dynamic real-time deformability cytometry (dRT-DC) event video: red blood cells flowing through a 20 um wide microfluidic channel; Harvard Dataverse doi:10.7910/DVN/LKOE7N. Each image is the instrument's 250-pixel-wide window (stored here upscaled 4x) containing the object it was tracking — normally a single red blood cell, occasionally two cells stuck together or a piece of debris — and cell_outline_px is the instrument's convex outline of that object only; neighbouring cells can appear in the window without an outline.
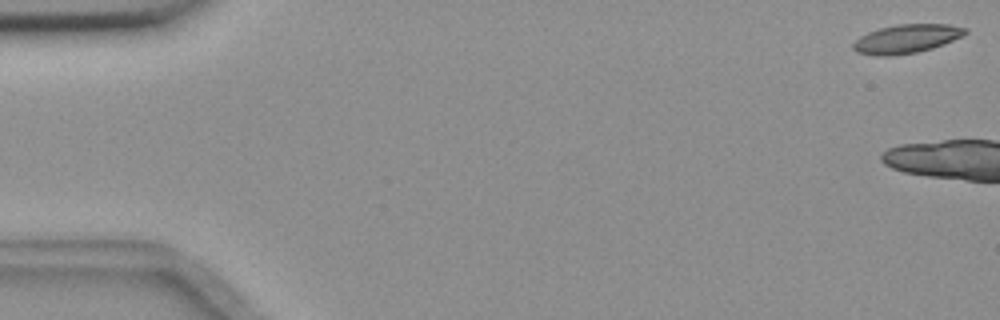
{"species": "common noctule bat (a hibernating species)", "species_latin": "Nyctalus noctula", "temperature_condition": "room temperature", "stored_images_in_passage": 5, "camera_frame_rate_fps": 3000, "um_per_image_px": 0.085, "animal": {"sex": "female", "body_mass_g": 18.4}, "frame": {"image": 1, "passage_image": 1, "time_ms": 0.0, "image_size_px": [1000, 320], "cell_outline_px": [[968, 32], [952, 40], [932, 48], [916, 52], [888, 56], [876, 56], [856, 52], [852, 48], [852, 44], [860, 36], [868, 32], [880, 28], [900, 24], [948, 24], [968, 28]], "centroid_in_image_um": [77.02, 3.29], "position_along_channel_um": 8.0, "area_um2": 18.61}}